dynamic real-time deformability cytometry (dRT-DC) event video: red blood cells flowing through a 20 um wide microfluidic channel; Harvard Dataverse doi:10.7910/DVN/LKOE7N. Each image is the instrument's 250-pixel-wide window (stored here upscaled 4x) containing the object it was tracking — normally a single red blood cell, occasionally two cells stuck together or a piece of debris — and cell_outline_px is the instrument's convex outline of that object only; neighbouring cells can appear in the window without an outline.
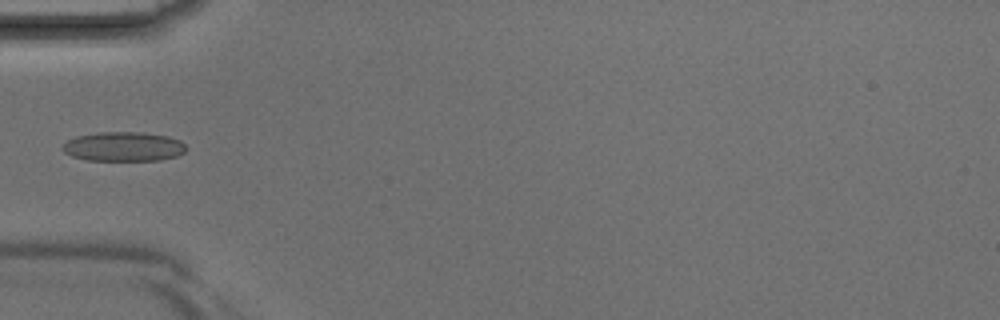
{"species": "Egyptian fruit bat (a non-hibernating species)", "species_latin": "Rousettus aegyptiacus", "temperature_condition": "room temperature", "stored_images_in_passage": 3, "camera_frame_rate_fps": 3000, "um_per_image_px": 0.085, "animal": {"sex": "male"}, "frame": {"image": 1, "passage_image": 3, "time_ms": 0.667, "image_size_px": [1000, 320], "cell_outline_px": [[188, 148], [184, 152], [176, 156], [160, 160], [88, 160], [72, 156], [64, 152], [60, 148], [68, 140], [76, 136], [96, 132], [140, 132], [168, 136], [180, 140]], "centroid_in_image_um": [10.5, 12.45], "position_along_channel_um": 74.5, "area_um2": 21.21}}